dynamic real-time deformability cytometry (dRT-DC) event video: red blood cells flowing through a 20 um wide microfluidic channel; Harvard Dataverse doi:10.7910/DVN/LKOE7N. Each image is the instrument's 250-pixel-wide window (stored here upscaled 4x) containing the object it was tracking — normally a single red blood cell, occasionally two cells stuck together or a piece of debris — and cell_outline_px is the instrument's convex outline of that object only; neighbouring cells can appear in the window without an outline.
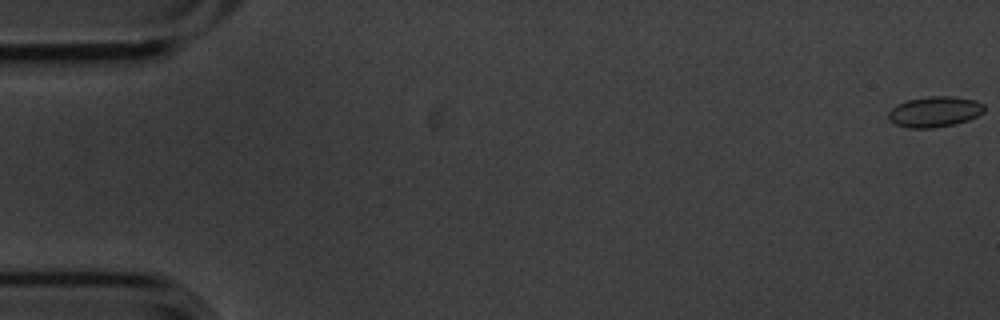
{"species": "common noctule bat (a hibernating species)", "species_latin": "Nyctalus noctula", "temperature_condition": "cold", "stored_images_in_passage": 6, "camera_frame_rate_fps": 3000, "um_per_image_px": 0.085, "animal": {"sex": "male", "body_mass_g": 20.1, "forearm_length_mm": 53.5}, "frame": {"image": 1, "passage_image": 1, "time_ms": 0.0, "image_size_px": [1000, 320], "cell_outline_px": [[984, 112], [968, 120], [952, 124], [932, 128], [908, 128], [896, 124], [888, 116], [888, 112], [892, 108], [908, 100], [928, 96], [952, 96], [976, 100], [984, 104]], "centroid_in_image_um": [79.47, 9.49], "position_along_channel_um": 5.5, "area_um2": 16.88}}
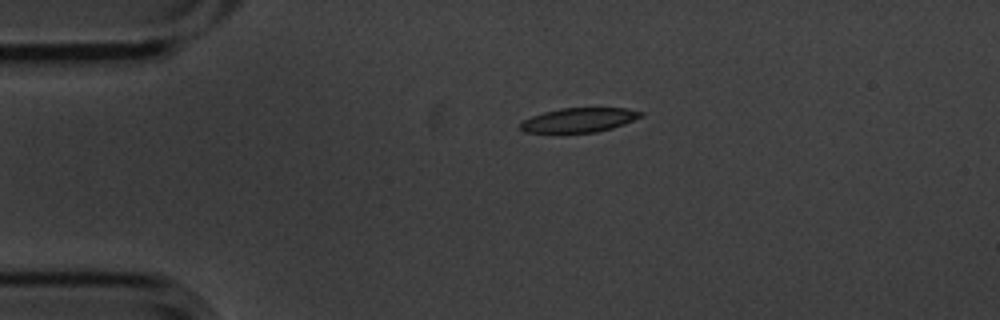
{"frame": {"image": 2, "passage_image": 6, "time_ms": 1.667, "image_size_px": [1000, 320], "cell_outline_px": [[644, 116], [624, 124], [612, 128], [596, 132], [524, 132], [520, 128], [520, 124], [524, 120], [532, 116], [544, 112], [560, 108], [628, 108], [644, 112]], "centroid_in_image_um": [49.27, 10.19], "position_along_channel_um": 35.7, "area_um2": 16.99}}